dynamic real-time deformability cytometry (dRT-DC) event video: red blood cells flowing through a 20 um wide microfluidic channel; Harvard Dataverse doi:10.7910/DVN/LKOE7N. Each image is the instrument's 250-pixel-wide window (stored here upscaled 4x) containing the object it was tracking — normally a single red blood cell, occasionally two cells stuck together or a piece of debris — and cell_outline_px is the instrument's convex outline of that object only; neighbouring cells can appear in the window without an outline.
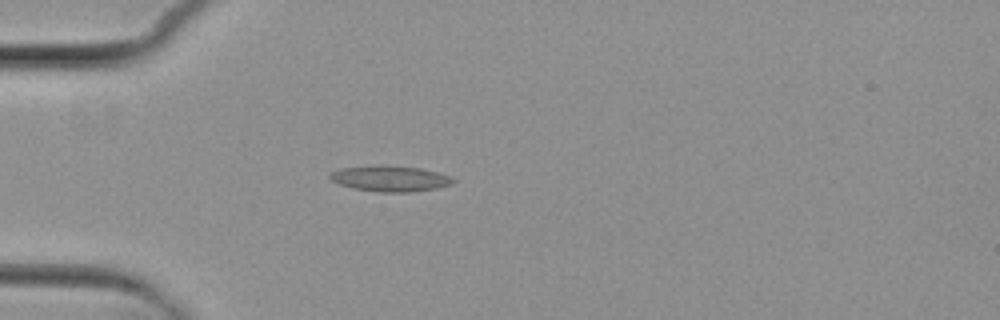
{"species": "common noctule bat (a hibernating species)", "species_latin": "Nyctalus noctula", "temperature_condition": "cold", "stored_images_in_passage": 4, "camera_frame_rate_fps": 3000, "um_per_image_px": 0.085, "animal": {"sex": "female", "body_mass_g": 29.2, "forearm_length_mm": 56.3}, "frame": {"image": 1, "passage_image": 4, "time_ms": 3.667, "image_size_px": [1000, 320], "cell_outline_px": [[456, 180], [452, 184], [436, 188], [412, 192], [376, 192], [352, 188], [340, 184], [332, 180], [328, 176], [328, 172], [340, 168], [380, 164], [384, 164], [420, 168], [452, 176]], "centroid_in_image_um": [33.14, 15.16], "position_along_channel_um": 51.9, "area_um2": 18.84}}